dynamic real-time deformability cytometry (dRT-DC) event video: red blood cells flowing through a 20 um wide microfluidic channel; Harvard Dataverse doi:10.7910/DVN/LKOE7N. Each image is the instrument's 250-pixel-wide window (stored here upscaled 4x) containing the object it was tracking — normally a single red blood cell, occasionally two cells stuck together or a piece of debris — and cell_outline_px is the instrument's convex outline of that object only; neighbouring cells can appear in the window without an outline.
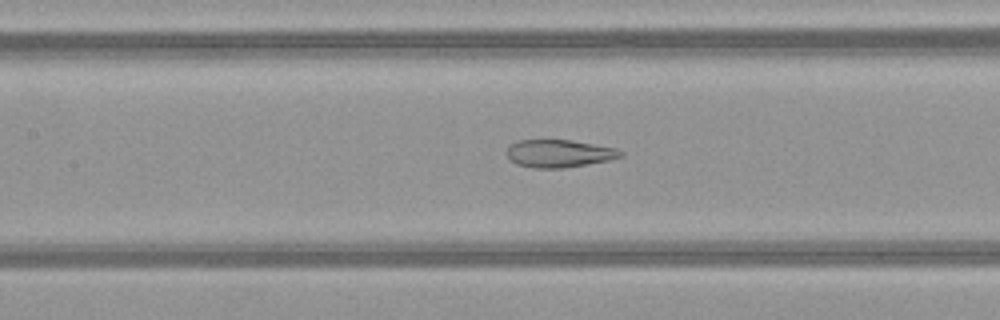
{"species": "common noctule bat (a hibernating species)", "species_latin": "Nyctalus noctula", "temperature_condition": "warm", "stored_images_in_passage": 51, "camera_frame_rate_fps": 3000, "um_per_image_px": 0.085, "animal": {"sex": "female", "body_mass_g": 21.9}, "frame": {"image": 1, "passage_image": 24, "time_ms": 7.667, "image_size_px": [1000, 320], "cell_outline_px": [[624, 156], [608, 160], [560, 168], [532, 168], [516, 164], [504, 152], [516, 140], [572, 140], [616, 148], [624, 152]], "centroid_in_image_um": [47.51, 13.04], "position_along_channel_um": 159.9, "area_um2": 18.26}}
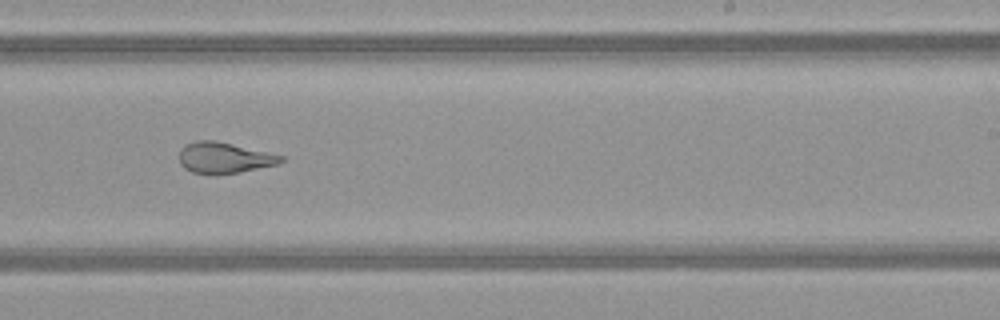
{"frame": {"image": 2, "passage_image": 32, "time_ms": 10.333, "image_size_px": [1000, 320], "cell_outline_px": [[284, 160], [280, 164], [240, 172], [192, 172], [184, 168], [180, 164], [180, 148], [196, 140], [216, 140], [284, 156]], "centroid_in_image_um": [19.08, 13.38], "position_along_channel_um": 269.9, "area_um2": 17.92}}
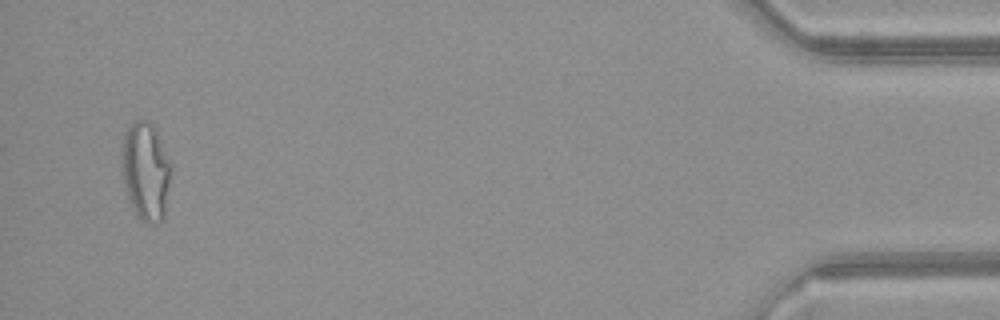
{"frame": {"image": 3, "passage_image": 49, "time_ms": 16.0, "image_size_px": [1000, 320], "cell_outline_px": [[168, 184], [164, 220], [156, 224], [148, 224], [136, 216], [128, 200], [124, 180], [120, 152], [124, 136], [128, 128], [136, 120], [148, 120], [152, 124], [156, 132], [168, 160]], "centroid_in_image_um": [12.34, 14.6], "position_along_channel_um": 422.9, "area_um2": 27.57}, "authors_computed_cell_mechanics": {"area_um2": 23.9292, "velocity_mm_per_s": 4.1337, "shape_relaxation_time_tau1_ms": null, "shape_relaxation_time_tau2_ms": 1.4931, "deformation_change_tau1": null, "deformation_change_tau2": 0.0998}}